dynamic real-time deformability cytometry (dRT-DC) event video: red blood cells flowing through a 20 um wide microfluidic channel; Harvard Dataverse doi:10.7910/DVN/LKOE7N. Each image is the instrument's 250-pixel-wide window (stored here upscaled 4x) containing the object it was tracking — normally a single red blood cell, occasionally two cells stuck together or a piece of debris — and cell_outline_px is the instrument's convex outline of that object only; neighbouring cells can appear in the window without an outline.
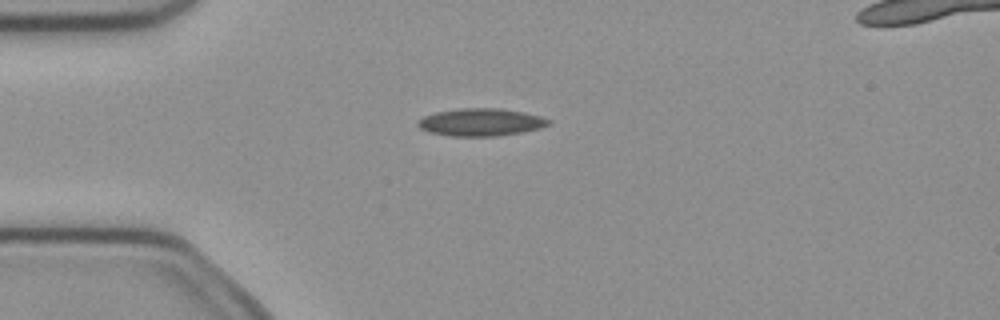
{"species": "common noctule bat (a hibernating species)", "species_latin": "Nyctalus noctula", "temperature_condition": "cold", "stored_images_in_passage": 7, "camera_frame_rate_fps": 3000, "um_per_image_px": 0.085, "animal": {"sex": "female", "body_mass_g": 21.9}, "frame": {"image": 1, "passage_image": 3, "time_ms": 0.667, "image_size_px": [1000, 320], "cell_outline_px": [[552, 124], [540, 128], [520, 132], [496, 136], [452, 136], [432, 132], [420, 128], [416, 124], [416, 120], [424, 116], [436, 112], [456, 108], [500, 108], [524, 112], [540, 116], [552, 120]], "centroid_in_image_um": [40.88, 10.37], "position_along_channel_um": 44.1, "area_um2": 21.04}}
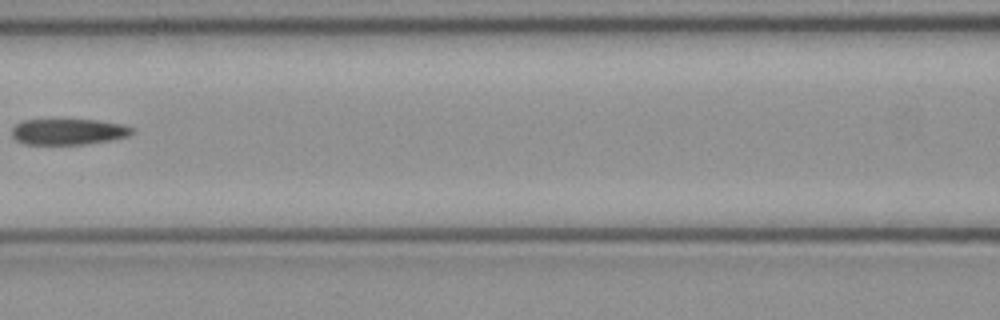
{"frame": {"image": 2, "passage_image": 6, "time_ms": 1.667, "image_size_px": [1000, 320], "cell_outline_px": [[136, 132], [128, 136], [112, 140], [84, 144], [24, 144], [16, 140], [12, 136], [12, 128], [16, 124], [24, 120], [96, 120], [124, 124], [136, 128]], "centroid_in_image_um": [5.87, 11.19], "position_along_channel_um": 160.7, "area_um2": 18.32}}
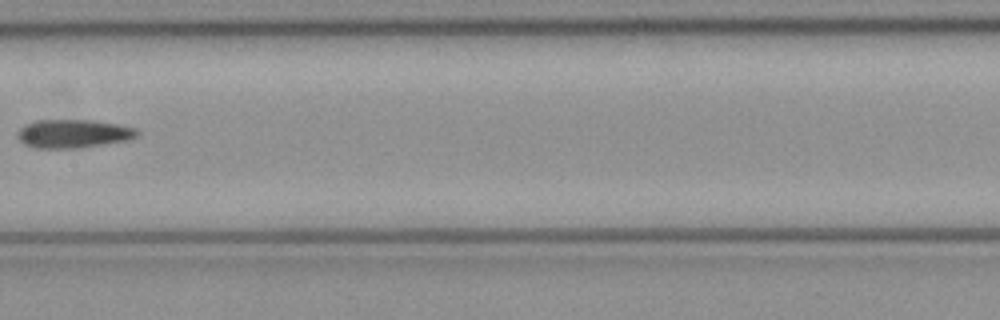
{"frame": {"image": 3, "passage_image": 7, "time_ms": 2.0, "image_size_px": [1000, 320], "cell_outline_px": [[140, 132], [136, 136], [128, 140], [80, 148], [36, 148], [24, 144], [16, 136], [16, 132], [24, 124], [36, 120], [92, 120], [120, 124], [136, 128]], "centroid_in_image_um": [6.22, 11.35], "position_along_channel_um": 201.2, "area_um2": 20.06}}